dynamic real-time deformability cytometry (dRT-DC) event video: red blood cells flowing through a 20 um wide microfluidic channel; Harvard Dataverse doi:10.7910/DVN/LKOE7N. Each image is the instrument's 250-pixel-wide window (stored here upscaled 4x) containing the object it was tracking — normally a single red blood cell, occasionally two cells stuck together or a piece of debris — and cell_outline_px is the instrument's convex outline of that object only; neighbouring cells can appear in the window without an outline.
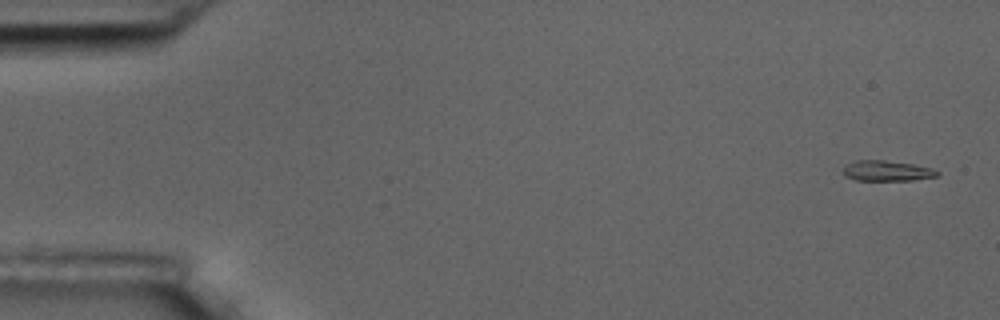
{"species": "common noctule bat (a hibernating species)", "species_latin": "Nyctalus noctula", "temperature_condition": "room temperature", "stored_images_in_passage": 4, "camera_frame_rate_fps": 3000, "um_per_image_px": 0.085, "animal": {"sex": "male", "body_mass_g": 17.5, "forearm_length_mm": 52.3}, "frame": {"image": 1, "passage_image": 1, "time_ms": 0.0, "image_size_px": [1000, 320], "cell_outline_px": [[940, 172], [936, 176], [912, 180], [856, 180], [844, 176], [840, 172], [844, 164], [856, 160], [884, 160], [912, 164], [932, 168]], "centroid_in_image_um": [75.29, 14.51], "position_along_channel_um": 9.7, "area_um2": 11.33}}
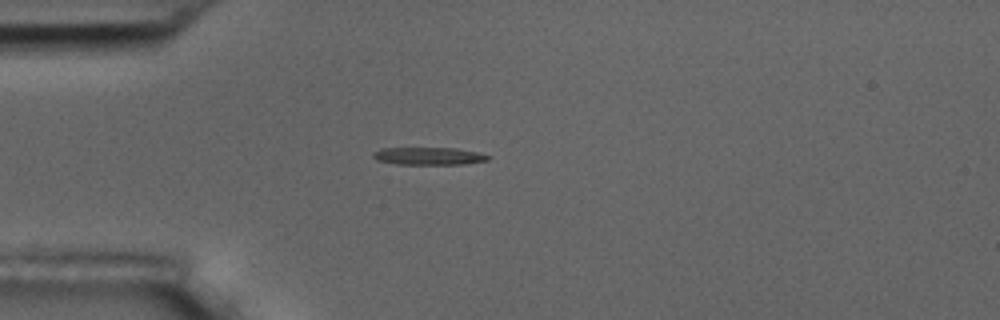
{"frame": {"image": 2, "passage_image": 4, "time_ms": 4.333, "image_size_px": [1000, 320], "cell_outline_px": [[492, 156], [488, 160], [464, 164], [396, 164], [376, 160], [372, 156], [372, 152], [380, 148], [456, 148], [476, 152]], "centroid_in_image_um": [36.41, 13.26], "position_along_channel_um": 48.6, "area_um2": 11.79}}